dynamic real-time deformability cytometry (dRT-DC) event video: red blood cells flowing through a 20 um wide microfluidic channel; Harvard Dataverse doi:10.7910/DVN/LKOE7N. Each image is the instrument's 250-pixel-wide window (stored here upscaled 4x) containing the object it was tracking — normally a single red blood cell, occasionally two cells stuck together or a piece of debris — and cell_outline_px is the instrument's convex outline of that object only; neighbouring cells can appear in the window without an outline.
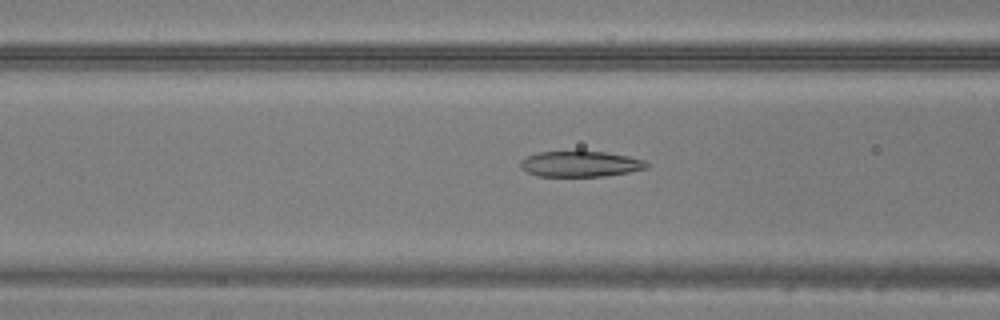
{"species": "common noctule bat (a hibernating species)", "species_latin": "Nyctalus noctula", "temperature_condition": "warm", "stored_images_in_passage": 42, "camera_frame_rate_fps": 3000, "um_per_image_px": 0.085, "animal": {"sex": "male", "body_mass_g": 20.5, "forearm_length_mm": 52.5}, "frame": {"image": 1, "passage_image": 15, "time_ms": 4.667, "image_size_px": [1000, 320], "cell_outline_px": [[648, 168], [628, 172], [604, 176], [536, 176], [520, 168], [520, 160], [536, 152], [604, 152], [628, 156], [644, 160], [648, 164]], "centroid_in_image_um": [49.31, 13.94], "position_along_channel_um": 117.3, "area_um2": 18.73}}
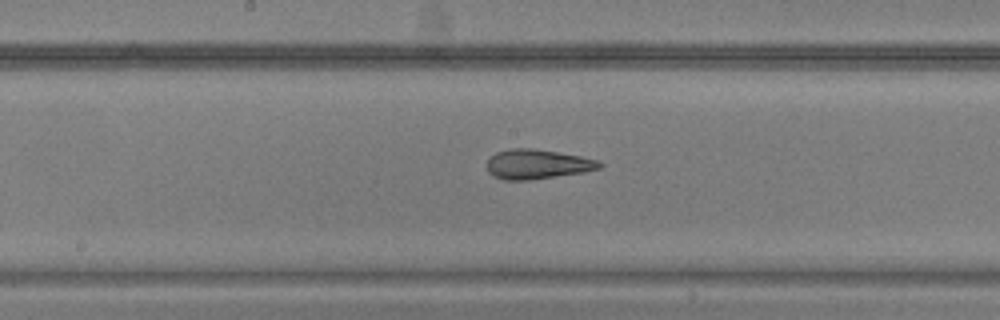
{"frame": {"image": 2, "passage_image": 21, "time_ms": 6.667, "image_size_px": [1000, 320], "cell_outline_px": [[604, 164], [600, 168], [584, 172], [532, 180], [504, 180], [492, 176], [488, 172], [488, 160], [496, 152], [512, 148], [532, 148], [580, 156], [596, 160]], "centroid_in_image_um": [45.66, 13.97], "position_along_channel_um": 202.5, "area_um2": 19.36}}
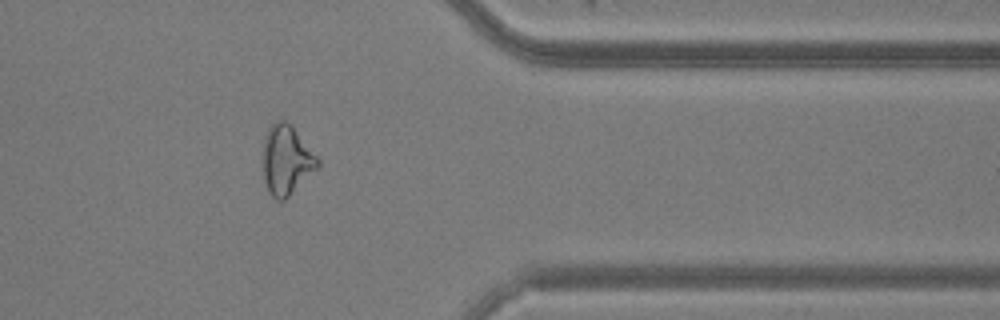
{"frame": {"image": 3, "passage_image": 35, "time_ms": 11.333, "image_size_px": [1000, 320], "cell_outline_px": [[320, 164], [284, 200], [276, 200], [268, 192], [264, 180], [260, 160], [264, 136], [268, 128], [276, 120], [284, 120], [292, 128], [320, 160]], "centroid_in_image_um": [24.25, 13.61], "position_along_channel_um": 387.1, "area_um2": 22.02}}